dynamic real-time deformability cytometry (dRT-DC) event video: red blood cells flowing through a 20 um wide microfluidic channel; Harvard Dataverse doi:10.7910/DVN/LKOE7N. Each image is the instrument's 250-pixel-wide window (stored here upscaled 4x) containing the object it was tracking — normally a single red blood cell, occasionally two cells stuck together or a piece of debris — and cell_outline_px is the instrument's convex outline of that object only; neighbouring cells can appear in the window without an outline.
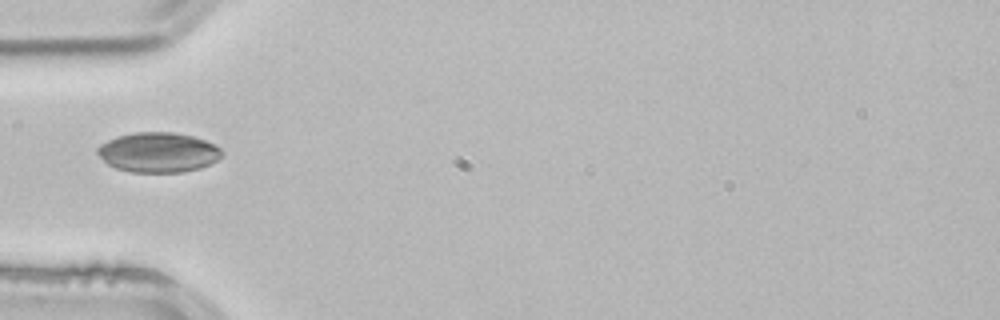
{"species": "common noctule bat (a hibernating species)", "species_latin": "Nyctalus noctula", "temperature_condition": "room temperature", "stored_images_in_passage": 2, "camera_frame_rate_fps": 3000, "um_per_image_px": 0.085, "animal": {"sex": "male", "body_mass_g": 21.5, "forearm_length_mm": 52.0}, "frame": {"image": 1, "passage_image": 2, "time_ms": 0.333, "image_size_px": [1000, 320], "cell_outline_px": [[224, 152], [216, 160], [200, 168], [184, 172], [132, 172], [116, 168], [108, 164], [96, 152], [96, 148], [100, 144], [116, 136], [132, 132], [172, 132], [192, 136], [216, 144]], "centroid_in_image_um": [13.44, 12.94], "position_along_channel_um": 71.6, "area_um2": 28.96}}